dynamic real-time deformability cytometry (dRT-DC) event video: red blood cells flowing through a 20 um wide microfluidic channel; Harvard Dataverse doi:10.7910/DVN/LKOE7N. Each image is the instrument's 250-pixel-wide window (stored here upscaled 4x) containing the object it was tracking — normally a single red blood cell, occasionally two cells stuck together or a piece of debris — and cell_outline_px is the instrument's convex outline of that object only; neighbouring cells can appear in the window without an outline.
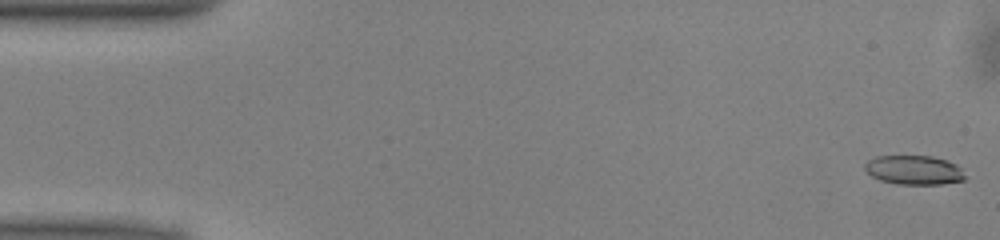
{"species": "common noctule bat (a hibernating species)", "species_latin": "Nyctalus noctula", "temperature_condition": "warm", "stored_images_in_passage": 51, "camera_frame_rate_fps": 3000, "um_per_image_px": 0.085, "animal": {"sex": "male", "body_mass_g": 13.0, "forearm_length_mm": 53.1}, "frame": {"image": 1, "passage_image": 1, "time_ms": 0.0, "image_size_px": [1000, 240], "cell_outline_px": [[964, 180], [944, 184], [896, 184], [880, 180], [872, 176], [864, 168], [864, 164], [868, 160], [876, 156], [932, 156], [956, 164], [960, 168], [964, 176]], "centroid_in_image_um": [77.66, 14.45], "position_along_channel_um": 7.3, "area_um2": 16.94}}
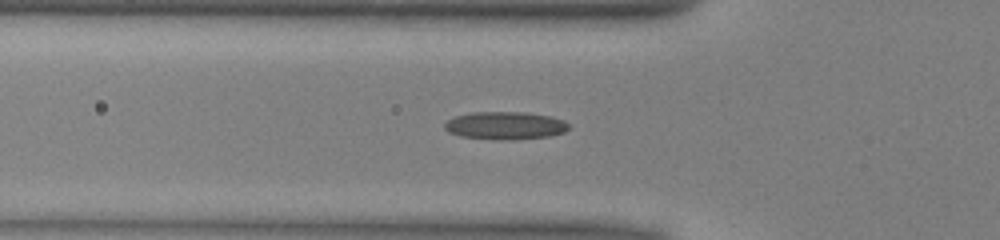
{"frame": {"image": 2, "passage_image": 17, "time_ms": 5.333, "image_size_px": [1000, 240], "cell_outline_px": [[568, 128], [564, 132], [548, 136], [508, 140], [500, 140], [460, 136], [448, 132], [444, 128], [444, 124], [448, 120], [456, 116], [472, 112], [528, 112], [548, 116], [564, 120], [568, 124]], "centroid_in_image_um": [42.92, 10.67], "position_along_channel_um": 82.9, "area_um2": 20.0}}
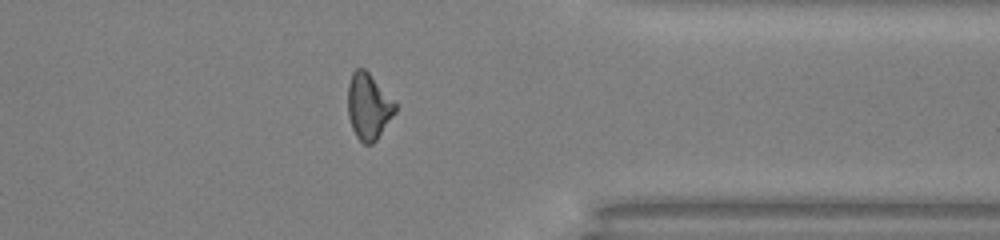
{"frame": {"image": 3, "passage_image": 40, "time_ms": 13.0, "image_size_px": [1000, 240], "cell_outline_px": [[396, 112], [376, 140], [372, 144], [364, 144], [356, 136], [352, 128], [348, 116], [348, 84], [352, 72], [356, 68], [364, 68], [368, 72], [396, 104]], "centroid_in_image_um": [31.3, 9.05], "position_along_channel_um": 380.1, "area_um2": 18.03}, "authors_computed_cell_mechanics": {"area_um2": 18.3804, "velocity_mm_per_s": 4.0316, "shape_relaxation_time_tau1_ms": null, "shape_relaxation_time_tau2_ms": 2.7445, "deformation_change_tau1": null, "deformation_change_tau2": 0.1189}}